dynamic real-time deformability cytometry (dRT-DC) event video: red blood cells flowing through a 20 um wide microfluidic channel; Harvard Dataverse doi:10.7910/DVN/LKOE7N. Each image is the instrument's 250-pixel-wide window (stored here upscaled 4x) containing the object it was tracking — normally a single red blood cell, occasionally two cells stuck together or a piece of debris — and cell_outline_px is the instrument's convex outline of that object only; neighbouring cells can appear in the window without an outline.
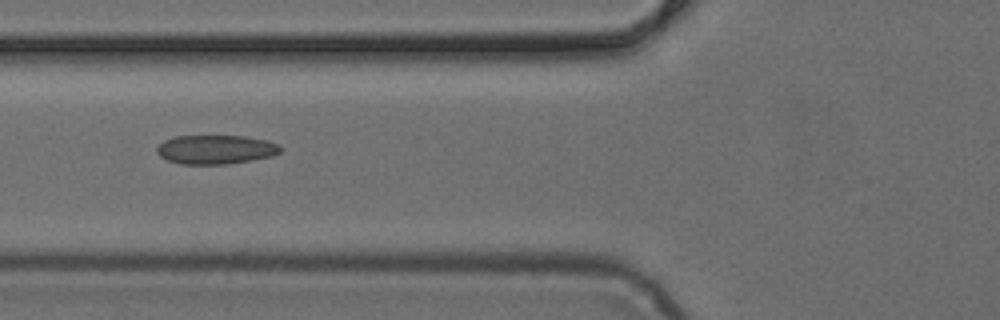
{"species": "common noctule bat (a hibernating species)", "species_latin": "Nyctalus noctula", "temperature_condition": "cold", "stored_images_in_passage": 6, "camera_frame_rate_fps": 3000, "um_per_image_px": 0.085, "animal": {"sex": "female", "body_mass_g": 24.6, "forearm_length_mm": 56.2}, "frame": {"image": 1, "passage_image": 6, "time_ms": 1.667, "image_size_px": [1000, 320], "cell_outline_px": [[284, 148], [280, 152], [272, 156], [252, 160], [228, 164], [180, 164], [168, 160], [160, 156], [156, 152], [156, 148], [164, 140], [176, 136], [244, 136], [264, 140], [280, 144]], "centroid_in_image_um": [18.35, 12.71], "position_along_channel_um": 107.4, "area_um2": 20.98}}